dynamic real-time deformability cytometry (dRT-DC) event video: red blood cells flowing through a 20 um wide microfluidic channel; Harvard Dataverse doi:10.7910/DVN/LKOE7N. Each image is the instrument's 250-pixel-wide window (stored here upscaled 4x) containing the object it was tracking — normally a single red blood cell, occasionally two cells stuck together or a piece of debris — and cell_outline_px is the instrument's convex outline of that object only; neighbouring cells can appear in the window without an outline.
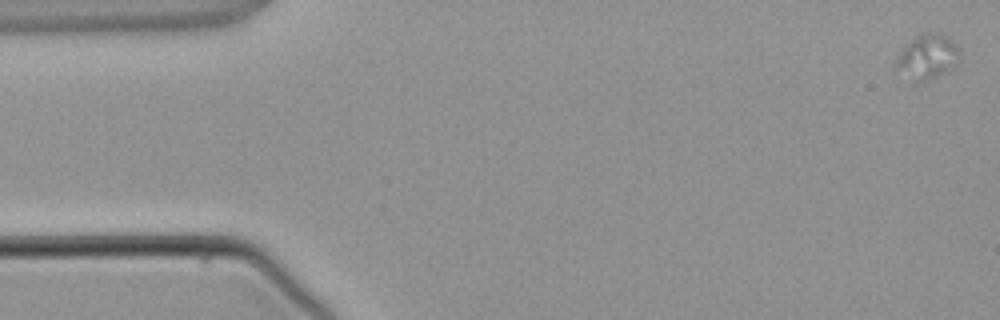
{"species": "common noctule bat (a hibernating species)", "species_latin": "Nyctalus noctula", "temperature_condition": "warm", "stored_images_in_passage": 4, "camera_frame_rate_fps": 3000, "um_per_image_px": 0.085, "animal": {"sex": "male", "body_mass_g": 21.5, "forearm_length_mm": 52.0}, "frame": {"image": 1, "passage_image": 1, "time_ms": 0.0, "image_size_px": [1000, 320], "cell_outline_px": [[960, 56], [956, 64], [924, 84], [916, 84], [892, 72], [904, 48], [916, 36], [924, 32], [932, 32], [948, 36], [960, 48]], "centroid_in_image_um": [78.79, 4.9], "position_along_channel_um": 6.2, "area_um2": 16.99}}
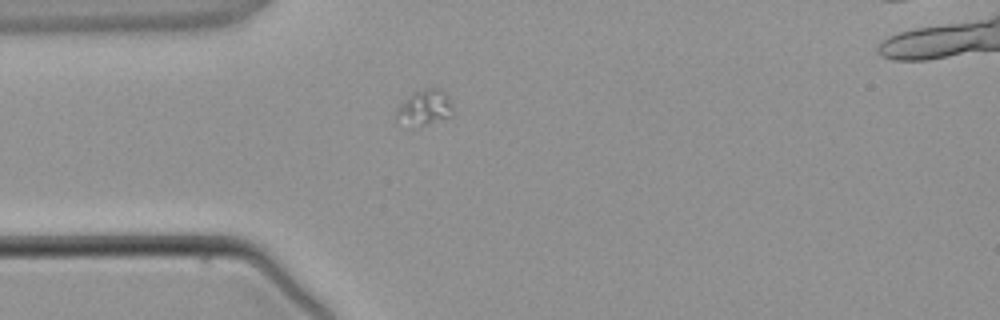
{"frame": {"image": 2, "passage_image": 4, "time_ms": 3.667, "image_size_px": [1000, 320], "cell_outline_px": [[452, 108], [448, 116], [420, 124], [396, 116], [396, 108], [412, 92], [424, 88], [440, 88], [444, 92], [452, 104]], "centroid_in_image_um": [36.11, 9.0], "position_along_channel_um": 48.9, "area_um2": 10.52}}